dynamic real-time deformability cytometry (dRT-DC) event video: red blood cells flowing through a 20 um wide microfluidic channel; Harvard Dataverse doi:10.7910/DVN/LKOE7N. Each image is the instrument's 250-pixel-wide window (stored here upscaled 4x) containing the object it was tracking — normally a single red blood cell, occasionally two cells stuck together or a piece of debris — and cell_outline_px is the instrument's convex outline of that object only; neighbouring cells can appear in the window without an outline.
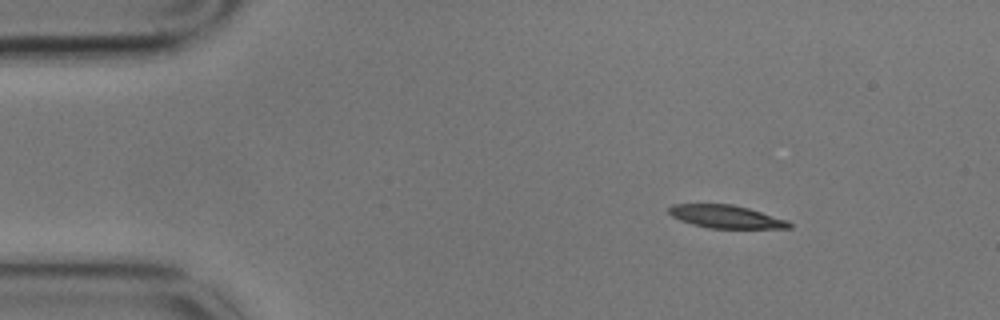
{"species": "common noctule bat (a hibernating species)", "species_latin": "Nyctalus noctula", "temperature_condition": "cold", "stored_images_in_passage": 4, "camera_frame_rate_fps": 3000, "um_per_image_px": 0.085, "animal": {"sex": "male", "body_mass_g": 17.9}, "frame": {"image": 1, "passage_image": 1, "time_ms": 0.0, "image_size_px": [1000, 320], "cell_outline_px": [[792, 228], [708, 228], [692, 224], [680, 220], [672, 216], [668, 212], [668, 208], [672, 204], [732, 204], [748, 208], [788, 220], [792, 224]], "centroid_in_image_um": [61.7, 18.41], "position_along_channel_um": 23.3, "area_um2": 16.07}}
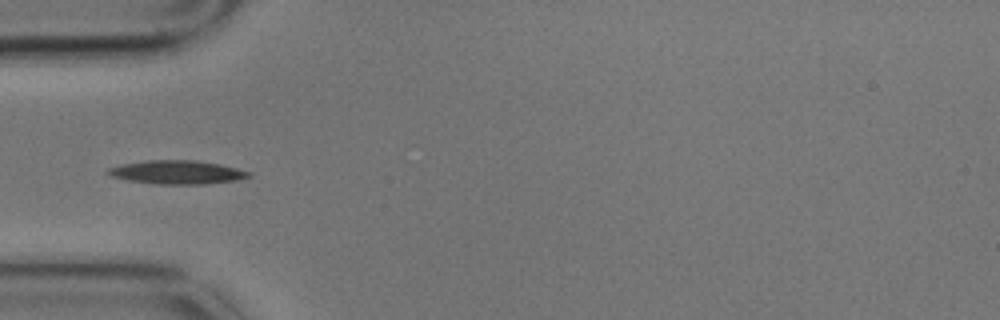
{"frame": {"image": 2, "passage_image": 4, "time_ms": 1.0, "image_size_px": [1000, 320], "cell_outline_px": [[252, 176], [232, 180], [204, 184], [156, 184], [128, 180], [108, 176], [104, 172], [108, 168], [120, 164], [148, 160], [196, 160], [220, 164], [236, 168], [248, 172]], "centroid_in_image_um": [14.94, 14.63], "position_along_channel_um": 70.1, "area_um2": 19.31}}